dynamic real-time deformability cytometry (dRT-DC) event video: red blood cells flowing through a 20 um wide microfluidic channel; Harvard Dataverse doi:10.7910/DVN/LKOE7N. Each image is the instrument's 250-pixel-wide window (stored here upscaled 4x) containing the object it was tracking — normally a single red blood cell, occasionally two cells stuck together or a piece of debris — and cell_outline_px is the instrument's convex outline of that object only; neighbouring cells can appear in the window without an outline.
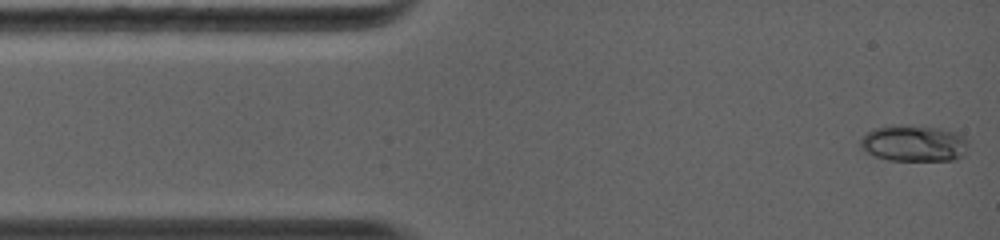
{"species": "common noctule bat (a hibernating species)", "species_latin": "Nyctalus noctula", "temperature_condition": "warm", "stored_images_in_passage": 50, "camera_frame_rate_fps": 5000, "um_per_image_px": 0.085, "animal": {"sex": "female", "body_mass_g": 19.0, "forearm_length_mm": 56.7}, "frame": {"image": 1, "passage_image": 1, "time_ms": 0.0, "image_size_px": [1000, 240], "cell_outline_px": [[968, 144], [964, 156], [956, 160], [892, 160], [876, 156], [860, 148], [860, 140], [868, 132], [876, 128], [892, 124], [908, 124], [940, 128], [956, 132], [964, 136], [968, 140]], "centroid_in_image_um": [77.72, 12.16], "position_along_channel_um": 7.3, "area_um2": 23.12}}
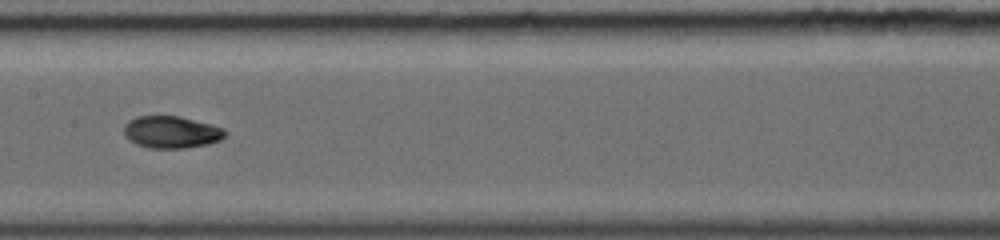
{"frame": {"image": 2, "passage_image": 16, "time_ms": 5.8, "image_size_px": [1000, 240], "cell_outline_px": [[224, 136], [220, 140], [208, 144], [184, 148], [148, 148], [136, 144], [124, 132], [124, 124], [128, 120], [136, 116], [180, 116], [212, 124], [224, 128]], "centroid_in_image_um": [14.57, 11.22], "position_along_channel_um": 192.8, "area_um2": 18.84}}
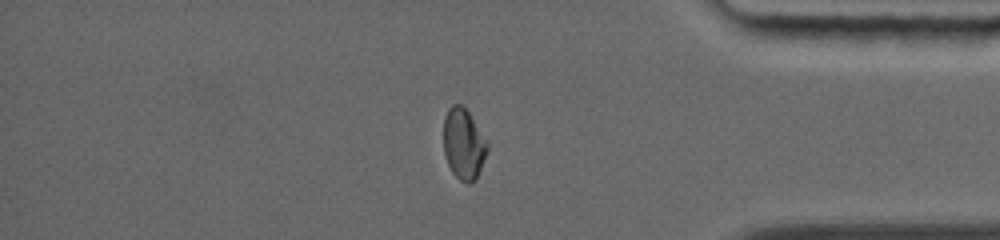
{"frame": {"image": 3, "passage_image": 32, "time_ms": 10.8, "image_size_px": [1000, 240], "cell_outline_px": [[488, 148], [476, 180], [468, 184], [460, 180], [452, 172], [448, 164], [444, 152], [444, 116], [448, 108], [452, 104], [460, 104], [468, 112], [488, 144]], "centroid_in_image_um": [39.39, 12.25], "position_along_channel_um": 395.8, "area_um2": 17.8}}